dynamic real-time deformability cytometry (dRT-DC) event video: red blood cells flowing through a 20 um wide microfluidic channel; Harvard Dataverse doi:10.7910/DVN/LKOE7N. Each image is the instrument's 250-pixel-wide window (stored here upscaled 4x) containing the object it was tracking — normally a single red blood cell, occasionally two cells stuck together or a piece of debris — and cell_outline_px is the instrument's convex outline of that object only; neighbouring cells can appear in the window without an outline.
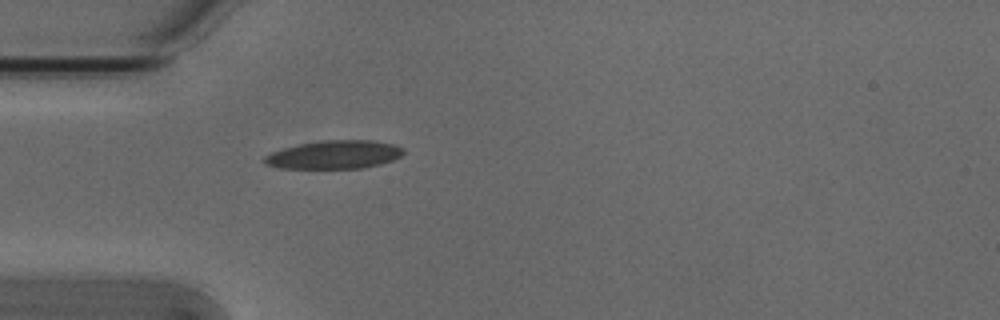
{"species": "Egyptian fruit bat (a non-hibernating species)", "species_latin": "Rousettus aegyptiacus", "temperature_condition": "cold", "stored_images_in_passage": 1, "camera_frame_rate_fps": 3000, "um_per_image_px": 0.085, "animal": {"sex": "male"}, "frame": {"image": 1, "passage_image": 1, "time_ms": 0.0, "image_size_px": [1000, 320], "cell_outline_px": [[404, 152], [400, 156], [392, 160], [380, 164], [364, 168], [280, 168], [264, 164], [264, 156], [272, 152], [284, 148], [300, 144], [320, 140], [372, 140], [392, 144], [404, 148]], "centroid_in_image_um": [28.41, 13.14], "position_along_channel_um": 56.6, "area_um2": 22.89}}